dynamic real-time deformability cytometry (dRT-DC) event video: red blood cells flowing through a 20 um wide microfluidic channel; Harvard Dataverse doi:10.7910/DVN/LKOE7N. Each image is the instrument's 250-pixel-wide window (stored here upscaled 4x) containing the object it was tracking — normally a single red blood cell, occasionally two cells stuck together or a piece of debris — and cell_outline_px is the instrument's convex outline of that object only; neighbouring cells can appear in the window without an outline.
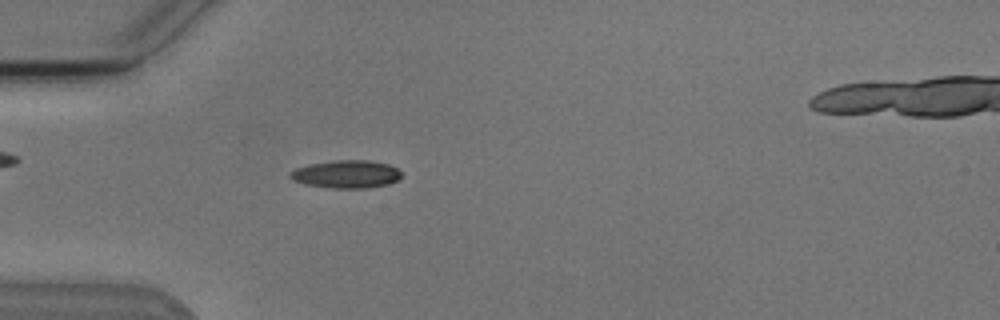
{"species": "Egyptian fruit bat (a non-hibernating species)", "species_latin": "Rousettus aegyptiacus", "temperature_condition": "cold", "stored_images_in_passage": 1, "camera_frame_rate_fps": 3000, "um_per_image_px": 0.085, "animal": {"sex": "male"}, "frame": {"image": 1, "passage_image": 1, "time_ms": 0.0, "image_size_px": [1000, 320], "cell_outline_px": [[400, 176], [396, 180], [388, 184], [368, 188], [336, 188], [308, 184], [292, 180], [288, 176], [288, 172], [296, 168], [308, 164], [336, 160], [368, 160], [388, 164], [396, 168], [400, 172]], "centroid_in_image_um": [29.4, 14.79], "position_along_channel_um": 55.6, "area_um2": 17.92}}